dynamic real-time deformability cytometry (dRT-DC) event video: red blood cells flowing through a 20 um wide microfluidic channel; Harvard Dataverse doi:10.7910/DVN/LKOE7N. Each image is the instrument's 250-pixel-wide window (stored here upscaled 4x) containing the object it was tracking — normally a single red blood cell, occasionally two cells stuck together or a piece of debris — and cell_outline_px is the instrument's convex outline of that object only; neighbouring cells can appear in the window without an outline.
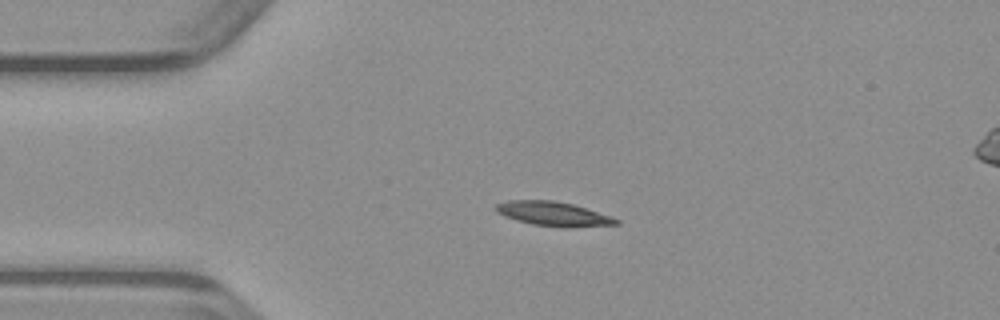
{"species": "common noctule bat (a hibernating species)", "species_latin": "Nyctalus noctula", "temperature_condition": "warm", "stored_images_in_passage": 48, "camera_frame_rate_fps": 3000, "um_per_image_px": 0.085, "animal": {"sex": "male", "body_mass_g": 23.1, "forearm_length_mm": 52.7}, "frame": {"image": 1, "passage_image": 10, "time_ms": 3.0, "image_size_px": [1000, 320], "cell_outline_px": [[620, 224], [572, 228], [568, 228], [532, 224], [516, 220], [504, 216], [496, 212], [492, 208], [496, 204], [508, 200], [552, 200], [572, 204], [612, 216], [620, 220]], "centroid_in_image_um": [47.03, 18.18], "position_along_channel_um": 38.0, "area_um2": 17.22}}
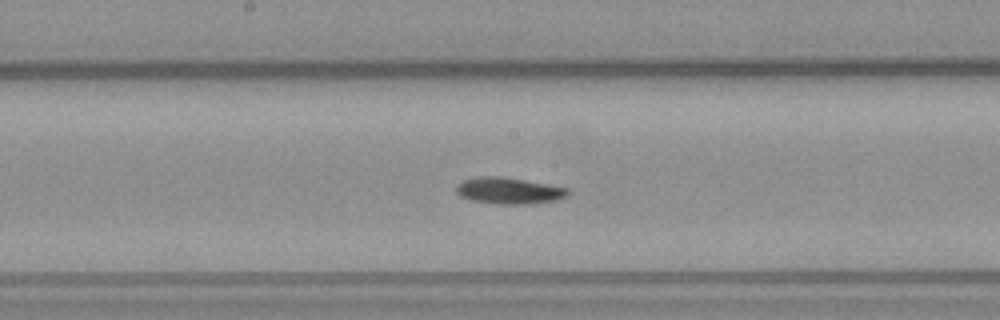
{"frame": {"image": 2, "passage_image": 24, "time_ms": 7.667, "image_size_px": [1000, 320], "cell_outline_px": [[568, 192], [564, 196], [556, 200], [532, 204], [496, 204], [472, 200], [460, 196], [456, 192], [456, 184], [464, 180], [476, 176], [500, 176], [524, 180], [568, 188]], "centroid_in_image_um": [43.2, 16.21], "position_along_channel_um": 205.0, "area_um2": 17.11}}
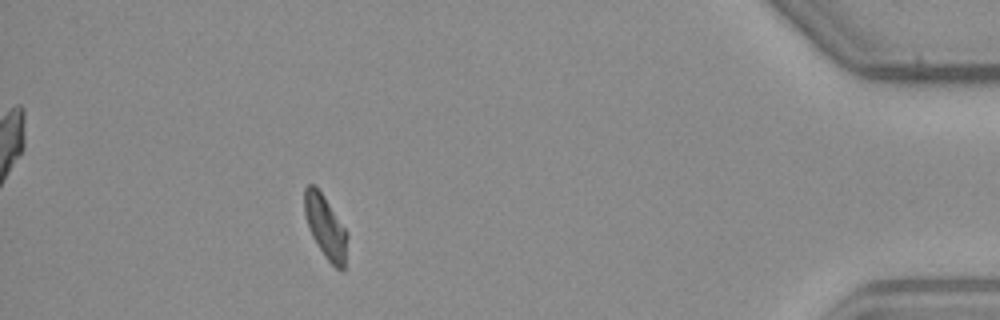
{"frame": {"image": 3, "passage_image": 43, "time_ms": 14.0, "image_size_px": [1000, 320], "cell_outline_px": [[348, 236], [344, 272], [336, 268], [328, 260], [312, 236], [304, 212], [304, 188], [308, 184], [312, 184], [320, 192], [348, 232]], "centroid_in_image_um": [27.69, 19.32], "position_along_channel_um": 407.5, "area_um2": 15.37}}